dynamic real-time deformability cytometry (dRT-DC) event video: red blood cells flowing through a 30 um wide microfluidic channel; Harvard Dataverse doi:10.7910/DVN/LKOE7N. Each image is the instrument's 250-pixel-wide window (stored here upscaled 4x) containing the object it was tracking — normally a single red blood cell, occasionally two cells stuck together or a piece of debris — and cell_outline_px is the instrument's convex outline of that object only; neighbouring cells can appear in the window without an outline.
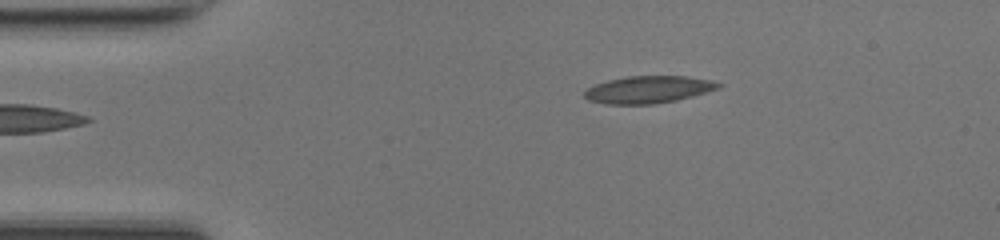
{"species": "common noctule bat (a hibernating species)", "species_latin": "Nyctalus noctula", "temperature_condition": "room temperature", "stored_images_in_passage": 34, "camera_frame_rate_fps": 3000, "um_per_image_px": 0.085, "animal": {"sex": "female", "body_mass_g": 17.0, "forearm_length_mm": 48.0}, "frame": {"image": 1, "passage_image": 1, "time_ms": 0.0, "image_size_px": [1000, 240], "cell_outline_px": [[724, 84], [720, 88], [692, 96], [676, 100], [656, 104], [604, 104], [588, 100], [584, 96], [584, 92], [588, 88], [596, 84], [608, 80], [624, 76], [684, 76], [712, 80]], "centroid_in_image_um": [55.12, 7.61], "position_along_channel_um": 29.9, "area_um2": 21.33}}
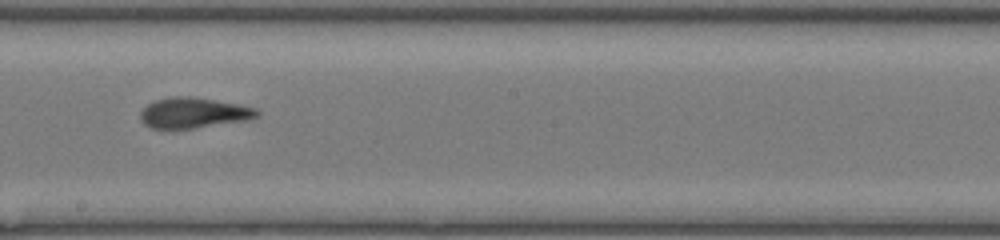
{"frame": {"image": 2, "passage_image": 19, "time_ms": 6.0, "image_size_px": [1000, 240], "cell_outline_px": [[260, 116], [248, 120], [192, 128], [152, 128], [144, 124], [140, 120], [140, 112], [148, 104], [156, 100], [172, 96], [192, 96], [236, 104], [256, 108], [260, 112]], "centroid_in_image_um": [16.46, 9.59], "position_along_channel_um": 231.7, "area_um2": 20.58}}
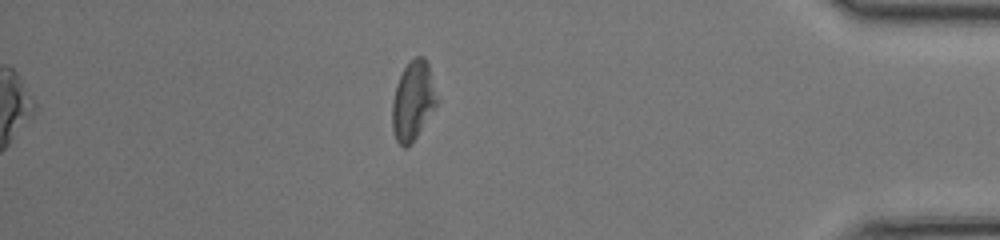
{"frame": {"image": 3, "passage_image": 34, "time_ms": 11.0, "image_size_px": [1000, 240], "cell_outline_px": [[436, 104], [416, 136], [408, 148], [404, 148], [396, 140], [392, 128], [392, 100], [396, 84], [404, 68], [416, 56], [424, 56], [428, 64], [436, 100]], "centroid_in_image_um": [35.05, 8.58], "position_along_channel_um": 400.2, "area_um2": 19.88}, "authors_computed_cell_mechanics": {"area_um2": 20.808, "velocity_mm_per_s": 4.2278, "shape_relaxation_time_tau1_ms": 7.8305, "shape_relaxation_time_tau2_ms": 2.1218, "deformation_change_tau1": 0.2481, "deformation_change_tau2": 0.1155}}